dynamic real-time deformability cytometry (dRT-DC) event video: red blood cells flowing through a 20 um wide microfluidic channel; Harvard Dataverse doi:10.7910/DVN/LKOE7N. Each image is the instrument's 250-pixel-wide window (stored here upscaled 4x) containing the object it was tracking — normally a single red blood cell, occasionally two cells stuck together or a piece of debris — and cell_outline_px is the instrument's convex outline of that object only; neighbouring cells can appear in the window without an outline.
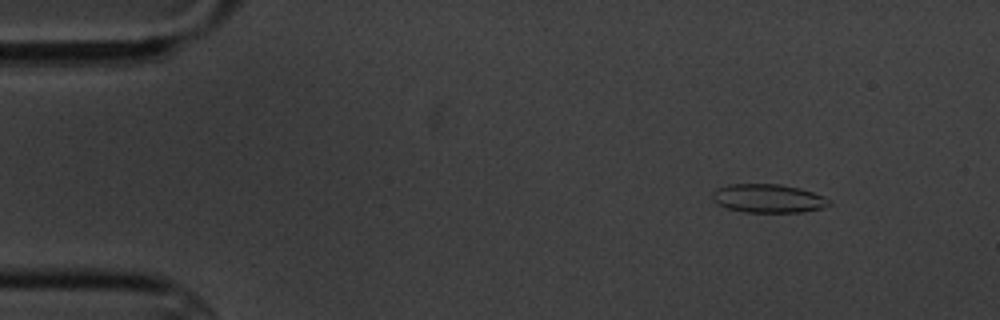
{"species": "common noctule bat (a hibernating species)", "species_latin": "Nyctalus noctula", "temperature_condition": "cold", "stored_images_in_passage": 4, "camera_frame_rate_fps": 3000, "um_per_image_px": 0.085, "animal": {"sex": "male", "body_mass_g": 20.1, "forearm_length_mm": 53.5}, "frame": {"image": 1, "passage_image": 1, "time_ms": 0.0, "image_size_px": [1000, 320], "cell_outline_px": [[832, 204], [824, 208], [804, 212], [744, 212], [728, 208], [712, 200], [712, 192], [716, 188], [728, 184], [780, 184], [800, 188], [824, 196], [832, 200]], "centroid_in_image_um": [65.34, 16.86], "position_along_channel_um": 19.7, "area_um2": 19.65}}